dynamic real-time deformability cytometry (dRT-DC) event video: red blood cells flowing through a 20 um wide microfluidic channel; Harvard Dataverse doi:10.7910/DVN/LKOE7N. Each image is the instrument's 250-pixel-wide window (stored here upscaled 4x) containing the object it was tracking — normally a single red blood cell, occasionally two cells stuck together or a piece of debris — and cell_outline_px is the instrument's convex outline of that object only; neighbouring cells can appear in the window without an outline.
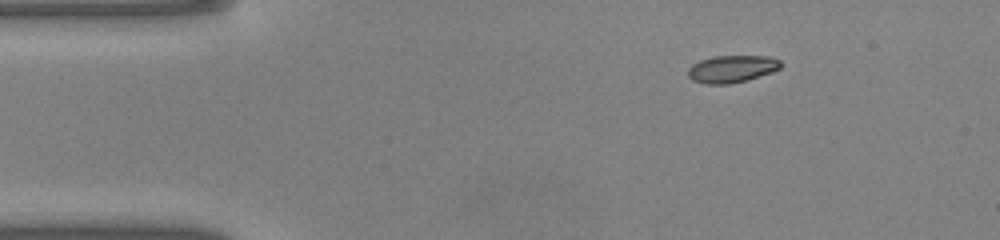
{"species": "common noctule bat (a hibernating species)", "species_latin": "Nyctalus noctula", "temperature_condition": "warm", "stored_images_in_passage": 43, "camera_frame_rate_fps": 3000, "um_per_image_px": 0.085, "animal": {"sex": "male", "body_mass_g": 20.0, "forearm_length_mm": 53.3}, "frame": {"image": 1, "passage_image": 1, "time_ms": 0.0, "image_size_px": [1000, 240], "cell_outline_px": [[784, 64], [780, 68], [772, 72], [744, 80], [728, 84], [708, 84], [692, 80], [688, 76], [688, 68], [692, 64], [700, 60], [716, 56], [768, 56], [780, 60]], "centroid_in_image_um": [62.21, 5.84], "position_along_channel_um": 22.8, "area_um2": 14.62}}
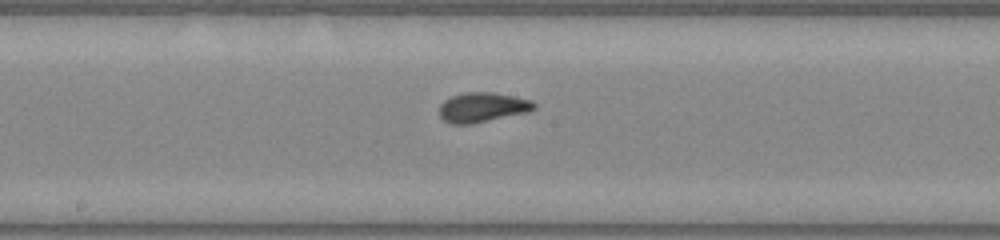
{"frame": {"image": 2, "passage_image": 19, "time_ms": 6.0, "image_size_px": [1000, 240], "cell_outline_px": [[536, 108], [528, 112], [472, 124], [448, 124], [440, 116], [440, 104], [444, 100], [452, 96], [464, 92], [492, 92], [516, 96], [532, 100], [536, 104]], "centroid_in_image_um": [41.02, 9.12], "position_along_channel_um": 207.2, "area_um2": 16.59}}
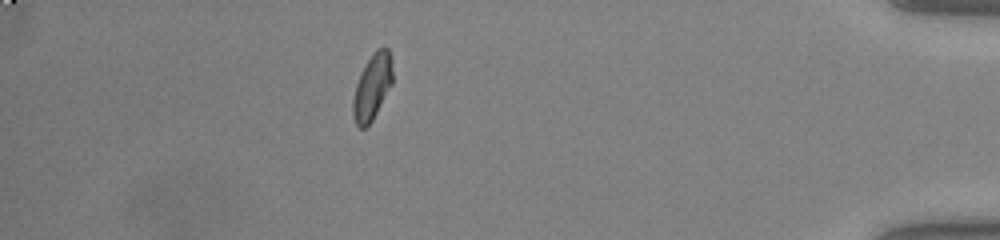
{"frame": {"image": 3, "passage_image": 37, "time_ms": 12.0, "image_size_px": [1000, 240], "cell_outline_px": [[392, 84], [372, 120], [364, 128], [360, 128], [356, 124], [352, 116], [352, 100], [356, 84], [360, 72], [364, 64], [376, 48], [388, 48], [392, 68]], "centroid_in_image_um": [31.61, 7.38], "position_along_channel_um": 403.6, "area_um2": 15.14}, "authors_computed_cell_mechanics": {"area_um2": 15.4904, "velocity_mm_per_s": 4.1542, "shape_relaxation_time_tau1_ms": 4.037, "shape_relaxation_time_tau2_ms": 0.7482, "deformation_change_tau1": 0.1757, "deformation_change_tau2": 0.0593}}